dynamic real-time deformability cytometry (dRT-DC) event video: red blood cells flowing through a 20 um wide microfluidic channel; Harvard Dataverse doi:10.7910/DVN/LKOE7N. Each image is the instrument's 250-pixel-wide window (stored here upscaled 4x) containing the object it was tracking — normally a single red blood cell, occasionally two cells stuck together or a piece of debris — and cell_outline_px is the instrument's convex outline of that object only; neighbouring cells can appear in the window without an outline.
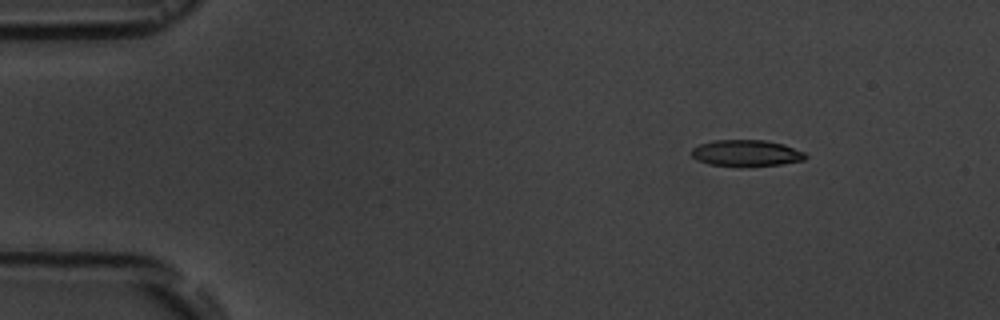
{"species": "common noctule bat (a hibernating species)", "species_latin": "Nyctalus noctula", "temperature_condition": "room temperature", "stored_images_in_passage": 8, "camera_frame_rate_fps": 3000, "um_per_image_px": 0.085, "animal": {"sex": "male", "body_mass_g": 19.5, "forearm_length_mm": 54.6}, "frame": {"image": 1, "passage_image": 2, "time_ms": 2.0, "image_size_px": [1000, 320], "cell_outline_px": [[808, 156], [804, 160], [784, 164], [740, 168], [708, 164], [696, 160], [692, 156], [692, 148], [700, 144], [712, 140], [764, 140], [784, 144], [804, 152]], "centroid_in_image_um": [63.43, 13.04], "position_along_channel_um": 21.6, "area_um2": 18.03}}
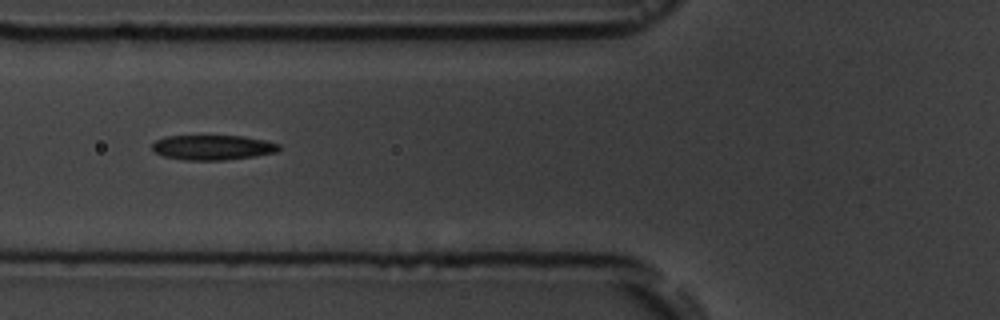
{"frame": {"image": 2, "passage_image": 6, "time_ms": 6.667, "image_size_px": [1000, 320], "cell_outline_px": [[280, 148], [276, 152], [252, 156], [224, 160], [184, 160], [164, 156], [156, 152], [152, 148], [152, 144], [156, 140], [164, 136], [244, 136], [264, 140], [280, 144]], "centroid_in_image_um": [18.06, 12.53], "position_along_channel_um": 107.7, "area_um2": 18.26}}
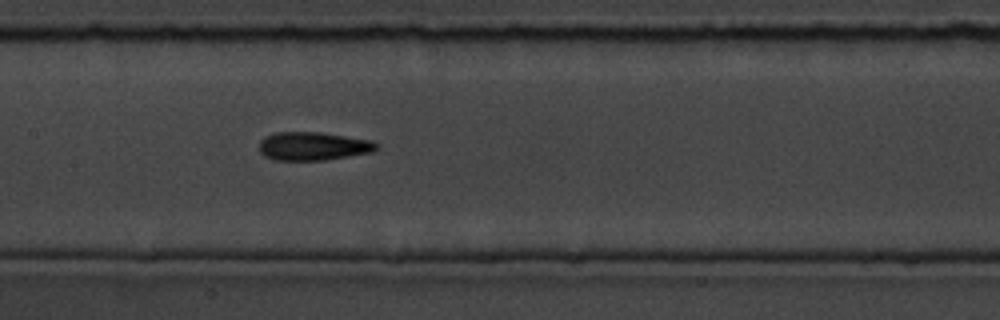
{"frame": {"image": 3, "passage_image": 8, "time_ms": 8.667, "image_size_px": [1000, 320], "cell_outline_px": [[380, 148], [372, 152], [324, 160], [272, 160], [264, 156], [260, 152], [260, 140], [264, 136], [276, 132], [320, 132], [372, 140], [380, 144]], "centroid_in_image_um": [26.63, 12.42], "position_along_channel_um": 180.8, "area_um2": 19.59}}